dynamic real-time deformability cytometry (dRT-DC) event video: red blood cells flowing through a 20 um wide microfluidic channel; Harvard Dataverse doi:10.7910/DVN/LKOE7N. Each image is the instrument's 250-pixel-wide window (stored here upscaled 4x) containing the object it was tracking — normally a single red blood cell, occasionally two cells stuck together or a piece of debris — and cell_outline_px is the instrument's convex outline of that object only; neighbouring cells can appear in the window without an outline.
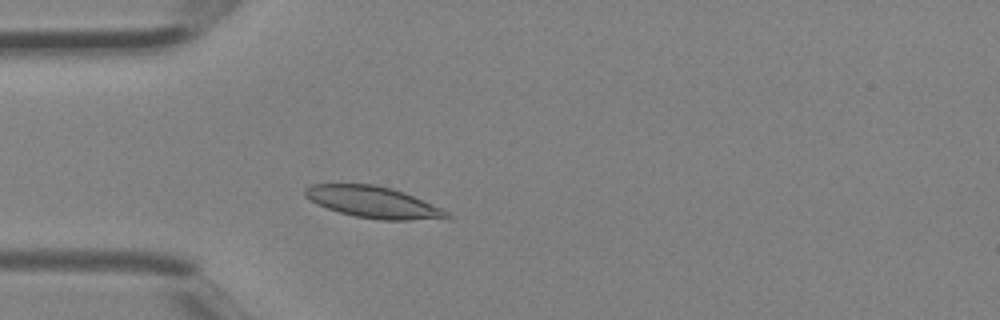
{"species": "Egyptian fruit bat (a non-hibernating species)", "species_latin": "Rousettus aegyptiacus", "temperature_condition": "room temperature", "stored_images_in_passage": 3, "camera_frame_rate_fps": 3000, "um_per_image_px": 0.085, "animal": {"sex": "female"}, "frame": {"image": 1, "passage_image": 3, "time_ms": 0.667, "image_size_px": [1000, 320], "cell_outline_px": [[452, 220], [380, 220], [356, 216], [340, 212], [328, 208], [304, 196], [304, 188], [312, 184], [372, 184], [392, 188], [404, 192], [440, 208], [448, 212], [452, 216]], "centroid_in_image_um": [31.8, 17.2], "position_along_channel_um": 53.2, "area_um2": 26.01}}